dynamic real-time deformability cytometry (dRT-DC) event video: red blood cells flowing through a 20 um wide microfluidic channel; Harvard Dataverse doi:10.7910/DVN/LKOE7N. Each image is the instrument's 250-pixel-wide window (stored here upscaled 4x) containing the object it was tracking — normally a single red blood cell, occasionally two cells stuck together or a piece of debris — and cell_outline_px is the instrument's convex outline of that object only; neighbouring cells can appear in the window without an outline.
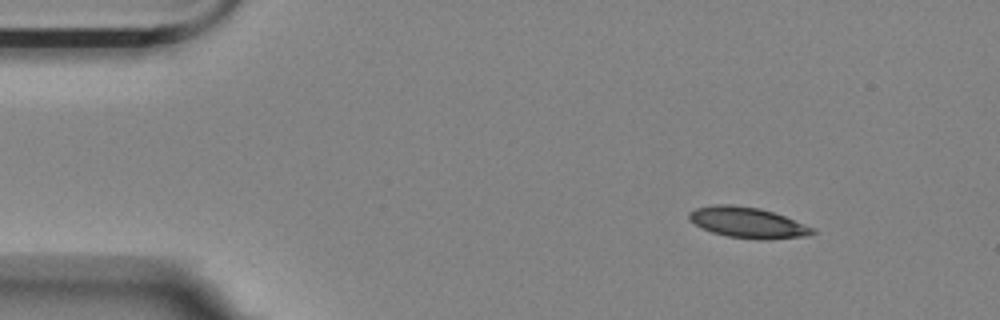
{"species": "Egyptian fruit bat (a non-hibernating species)", "species_latin": "Rousettus aegyptiacus", "temperature_condition": "room temperature", "stored_images_in_passage": 13, "camera_frame_rate_fps": 3000, "um_per_image_px": 0.085, "animal": {"sex": "female"}, "frame": {"image": 1, "passage_image": 1, "time_ms": 0.0, "image_size_px": [1000, 320], "cell_outline_px": [[816, 232], [808, 236], [764, 240], [756, 240], [728, 236], [712, 232], [696, 224], [688, 216], [688, 212], [696, 208], [716, 204], [732, 204], [760, 208], [784, 216], [816, 228]], "centroid_in_image_um": [63.6, 18.92], "position_along_channel_um": 21.4, "area_um2": 22.08}}
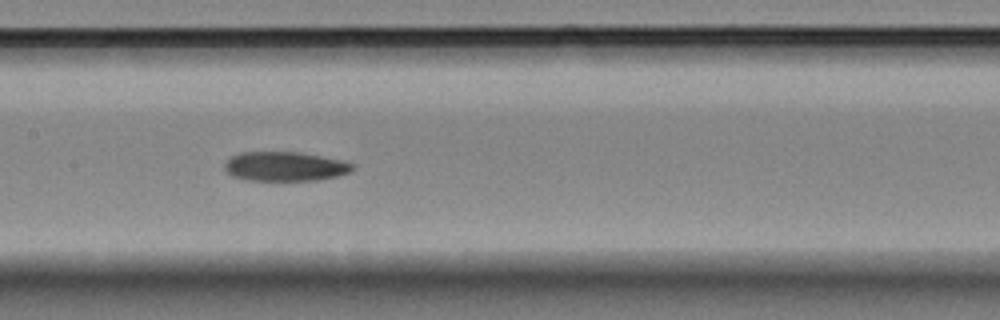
{"frame": {"image": 2, "passage_image": 6, "time_ms": 1.667, "image_size_px": [1000, 320], "cell_outline_px": [[356, 168], [352, 172], [340, 176], [320, 180], [244, 180], [232, 176], [224, 168], [224, 164], [232, 156], [240, 152], [296, 152], [320, 156], [340, 160], [356, 164]], "centroid_in_image_um": [24.27, 14.15], "position_along_channel_um": 183.1, "area_um2": 22.02}}
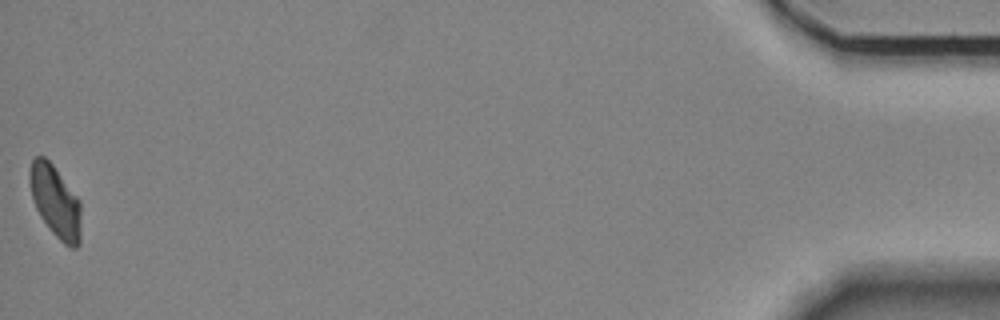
{"frame": {"image": 3, "passage_image": 13, "time_ms": 4.0, "image_size_px": [1000, 320], "cell_outline_px": [[80, 244], [76, 248], [72, 248], [64, 244], [48, 228], [40, 216], [32, 200], [28, 180], [28, 176], [32, 160], [36, 156], [44, 156], [52, 164], [80, 200]], "centroid_in_image_um": [4.69, 17.13], "position_along_channel_um": 430.5, "area_um2": 21.62}}